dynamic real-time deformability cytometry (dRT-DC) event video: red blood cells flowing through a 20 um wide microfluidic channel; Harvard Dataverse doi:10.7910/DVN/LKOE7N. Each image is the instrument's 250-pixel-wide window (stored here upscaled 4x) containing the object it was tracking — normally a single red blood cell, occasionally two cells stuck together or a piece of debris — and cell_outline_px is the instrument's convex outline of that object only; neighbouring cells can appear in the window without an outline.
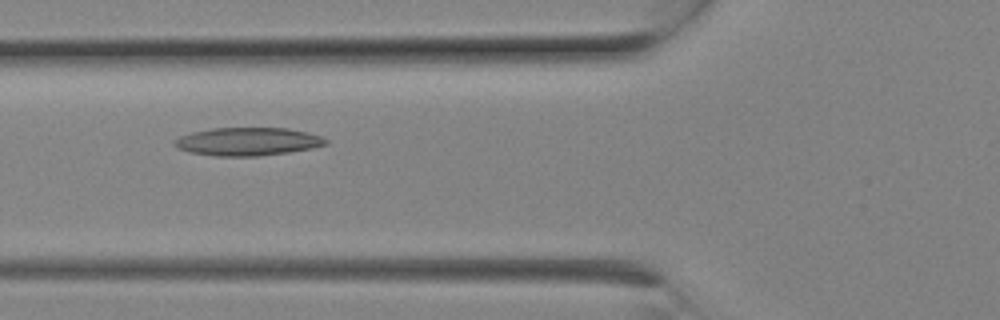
{"species": "Egyptian fruit bat (a non-hibernating species)", "species_latin": "Rousettus aegyptiacus", "temperature_condition": "room temperature", "stored_images_in_passage": 9, "camera_frame_rate_fps": 3000, "um_per_image_px": 0.085, "animal": {"sex": "female"}, "frame": {"image": 1, "passage_image": 8, "time_ms": 2.333, "image_size_px": [1000, 320], "cell_outline_px": [[328, 144], [312, 148], [288, 152], [260, 156], [216, 156], [188, 152], [176, 148], [172, 144], [172, 140], [180, 136], [192, 132], [212, 128], [288, 128], [308, 132], [320, 136], [328, 140]], "centroid_in_image_um": [21.02, 12.03], "position_along_channel_um": 104.8, "area_um2": 24.97}}
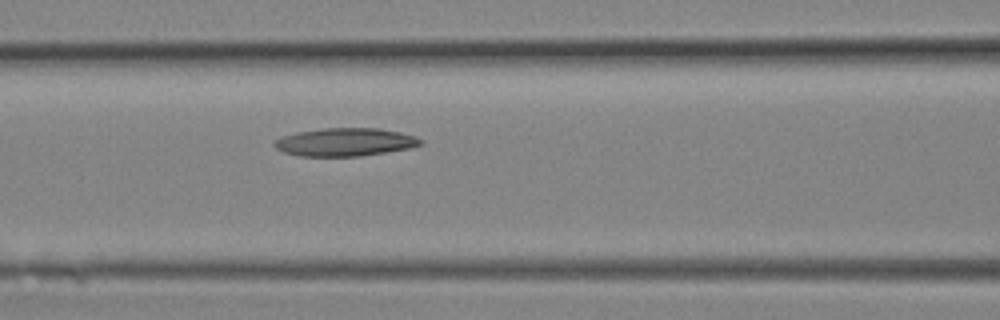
{"frame": {"image": 2, "passage_image": 9, "time_ms": 2.667, "image_size_px": [1000, 320], "cell_outline_px": [[424, 144], [408, 148], [360, 156], [300, 156], [284, 152], [276, 148], [272, 144], [280, 136], [296, 132], [324, 128], [380, 128], [400, 132], [416, 136], [424, 140]], "centroid_in_image_um": [29.34, 12.07], "position_along_channel_um": 137.3, "area_um2": 23.99}}